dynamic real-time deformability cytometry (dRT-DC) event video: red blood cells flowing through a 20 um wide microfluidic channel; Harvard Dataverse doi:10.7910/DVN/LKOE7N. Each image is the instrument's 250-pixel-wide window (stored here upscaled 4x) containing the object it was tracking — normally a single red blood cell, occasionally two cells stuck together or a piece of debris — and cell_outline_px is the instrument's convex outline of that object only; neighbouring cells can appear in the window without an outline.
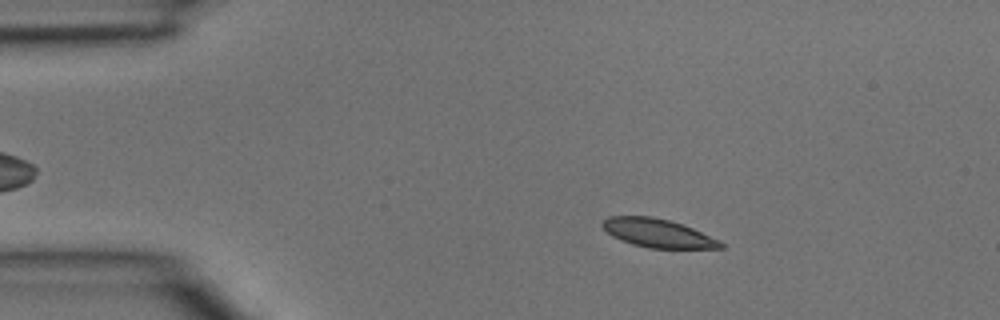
{"species": "common noctule bat (a hibernating species)", "species_latin": "Nyctalus noctula", "temperature_condition": "room temperature", "stored_images_in_passage": 3, "camera_frame_rate_fps": 3000, "um_per_image_px": 0.085, "animal": {"sex": "male", "body_mass_g": 15.6}, "frame": {"image": 1, "passage_image": 2, "time_ms": 0.333, "image_size_px": [1000, 320], "cell_outline_px": [[724, 248], [648, 248], [632, 244], [620, 240], [612, 236], [600, 224], [608, 216], [652, 216], [668, 220], [692, 228], [720, 240], [724, 244]], "centroid_in_image_um": [55.9, 19.82], "position_along_channel_um": 29.1, "area_um2": 19.54}}
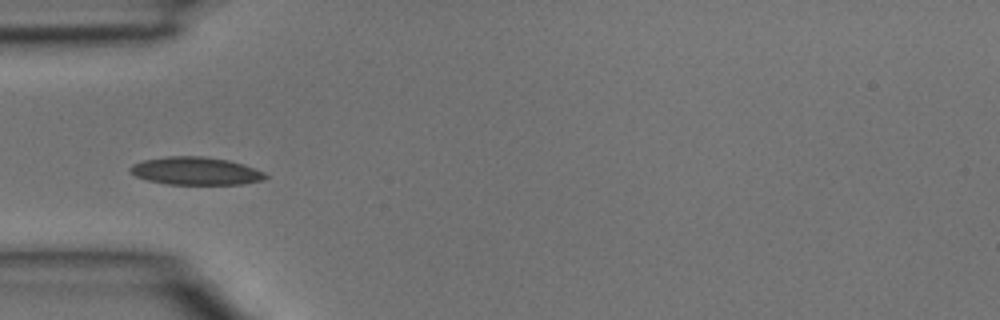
{"frame": {"image": 2, "passage_image": 3, "time_ms": 0.667, "image_size_px": [1000, 320], "cell_outline_px": [[268, 176], [264, 180], [244, 184], [168, 184], [148, 180], [136, 176], [128, 172], [128, 168], [132, 164], [144, 160], [168, 156], [204, 156], [228, 160], [244, 164], [264, 172]], "centroid_in_image_um": [16.64, 14.53], "position_along_channel_um": 68.4, "area_um2": 22.02}}